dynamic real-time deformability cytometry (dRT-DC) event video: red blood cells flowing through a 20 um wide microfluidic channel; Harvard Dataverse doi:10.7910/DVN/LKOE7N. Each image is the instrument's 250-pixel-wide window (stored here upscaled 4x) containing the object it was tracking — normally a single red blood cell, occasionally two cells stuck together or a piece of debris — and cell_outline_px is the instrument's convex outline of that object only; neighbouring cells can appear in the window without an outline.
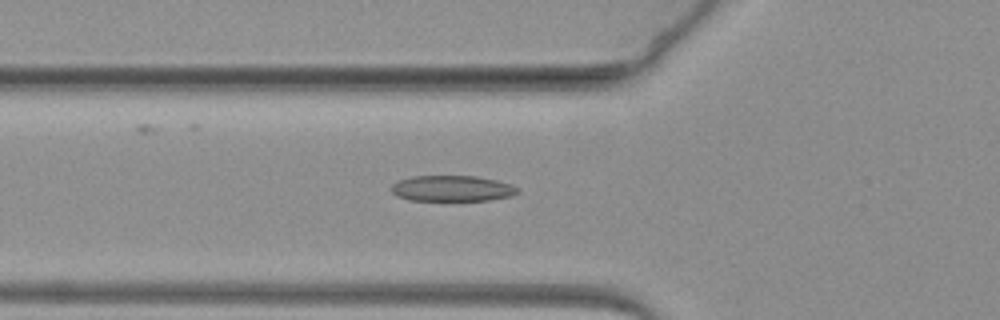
{"species": "common noctule bat (a hibernating species)", "species_latin": "Nyctalus noctula", "temperature_condition": "warm", "stored_images_in_passage": 59, "camera_frame_rate_fps": 3000, "um_per_image_px": 0.085, "animal": {"sex": "female", "body_mass_g": 19.3, "forearm_length_mm": 54.1}, "frame": {"image": 1, "passage_image": 24, "time_ms": 7.667, "image_size_px": [1000, 320], "cell_outline_px": [[520, 192], [512, 196], [488, 200], [408, 200], [396, 196], [392, 192], [392, 184], [400, 180], [412, 176], [476, 176], [496, 180], [512, 184], [520, 188]], "centroid_in_image_um": [38.47, 16.02], "position_along_channel_um": 87.3, "area_um2": 19.07}}
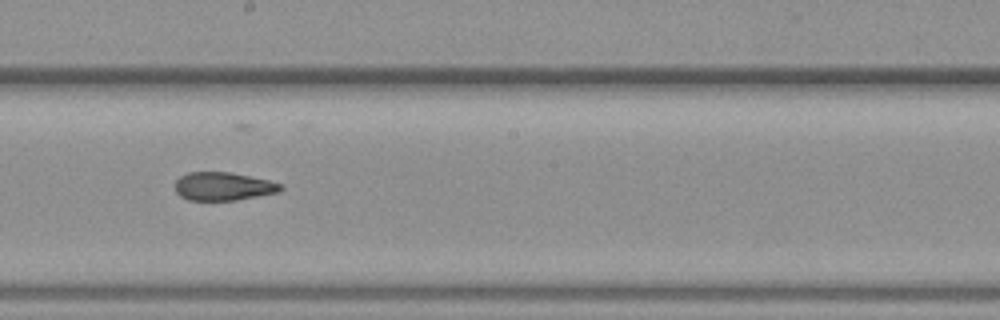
{"frame": {"image": 2, "passage_image": 37, "time_ms": 12.0, "image_size_px": [1000, 320], "cell_outline_px": [[284, 188], [280, 192], [236, 200], [188, 200], [180, 196], [176, 192], [176, 180], [180, 176], [188, 172], [228, 172], [268, 180], [284, 184]], "centroid_in_image_um": [19.0, 15.84], "position_along_channel_um": 229.2, "area_um2": 17.4}}
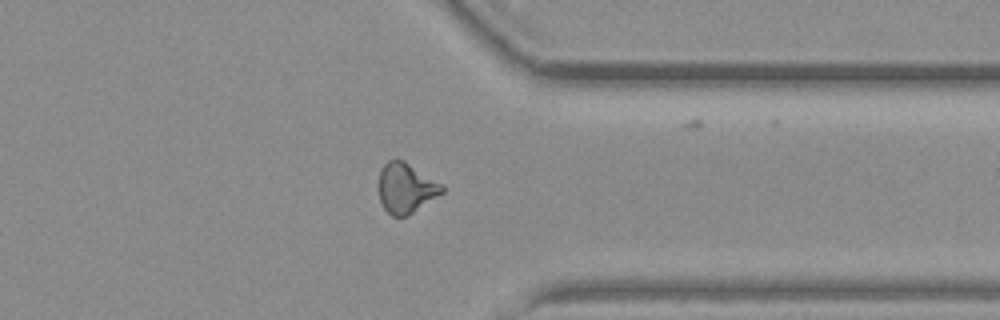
{"frame": {"image": 3, "passage_image": 51, "time_ms": 16.667, "image_size_px": [1000, 320], "cell_outline_px": [[444, 192], [408, 216], [392, 216], [384, 208], [380, 200], [380, 172], [384, 164], [388, 160], [404, 160], [444, 184]], "centroid_in_image_um": [34.55, 15.98], "position_along_channel_um": 376.9, "area_um2": 18.44}}